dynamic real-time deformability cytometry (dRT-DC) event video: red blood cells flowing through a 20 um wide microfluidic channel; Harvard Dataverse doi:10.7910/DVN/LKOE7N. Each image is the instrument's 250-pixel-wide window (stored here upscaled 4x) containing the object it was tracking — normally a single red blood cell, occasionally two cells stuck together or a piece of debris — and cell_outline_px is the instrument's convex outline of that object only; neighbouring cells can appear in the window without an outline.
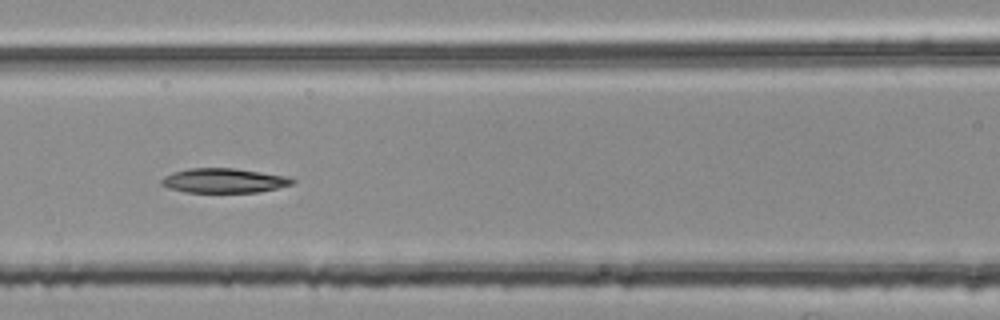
{"species": "common noctule bat (a hibernating species)", "species_latin": "Nyctalus noctula", "temperature_condition": "room temperature", "stored_images_in_passage": 53, "segment_of_instrument_passage": [2, 3], "camera_frame_rate_fps": 3000, "um_per_image_px": 0.085, "animal": {"sex": "female", "body_mass_g": 25.1}, "frame": {"image": 1, "passage_image": 24, "time_ms": 7.667, "image_size_px": [1000, 320], "cell_outline_px": [[296, 180], [292, 184], [276, 188], [256, 192], [184, 192], [168, 188], [160, 184], [160, 180], [164, 176], [172, 172], [188, 168], [236, 168], [288, 176]], "centroid_in_image_um": [19.0, 15.34], "position_along_channel_um": 147.6, "area_um2": 18.79}}
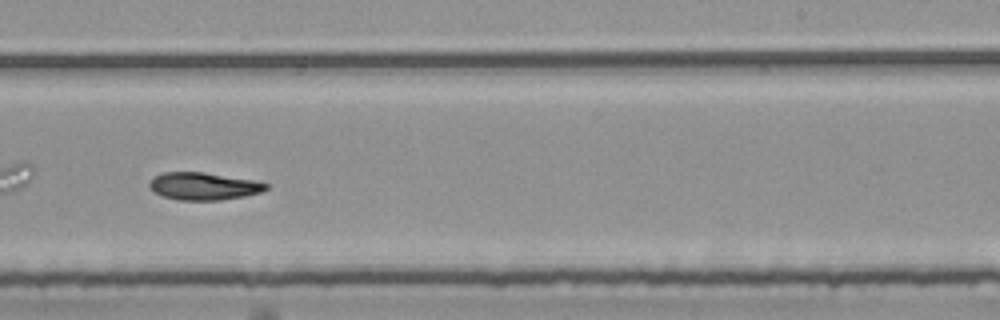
{"frame": {"image": 2, "passage_image": 34, "time_ms": 11.0, "image_size_px": [1000, 320], "cell_outline_px": [[268, 188], [260, 192], [244, 196], [220, 200], [180, 200], [164, 196], [156, 192], [148, 184], [152, 176], [160, 172], [204, 172], [260, 180], [268, 184]], "centroid_in_image_um": [17.34, 15.8], "position_along_channel_um": 271.7, "area_um2": 18.84}}
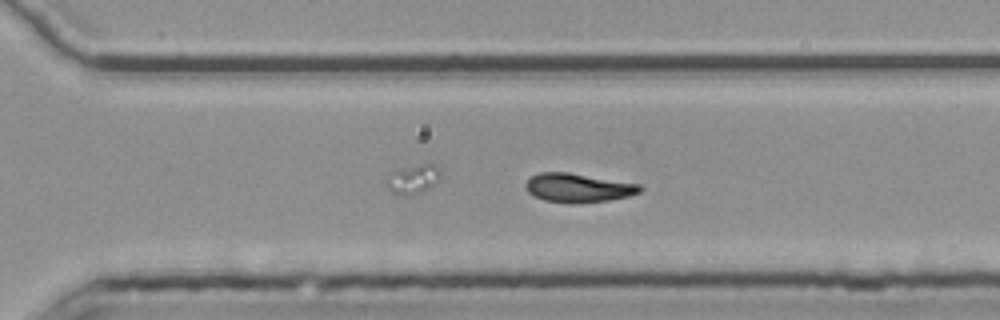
{"frame": {"image": 3, "passage_image": 38, "time_ms": 12.333, "image_size_px": [1000, 320], "cell_outline_px": [[644, 188], [640, 192], [628, 196], [608, 200], [572, 204], [544, 200], [528, 192], [524, 184], [532, 176], [540, 172], [568, 172], [640, 184]], "centroid_in_image_um": [49.15, 15.96], "position_along_channel_um": 321.4, "area_um2": 19.19}}